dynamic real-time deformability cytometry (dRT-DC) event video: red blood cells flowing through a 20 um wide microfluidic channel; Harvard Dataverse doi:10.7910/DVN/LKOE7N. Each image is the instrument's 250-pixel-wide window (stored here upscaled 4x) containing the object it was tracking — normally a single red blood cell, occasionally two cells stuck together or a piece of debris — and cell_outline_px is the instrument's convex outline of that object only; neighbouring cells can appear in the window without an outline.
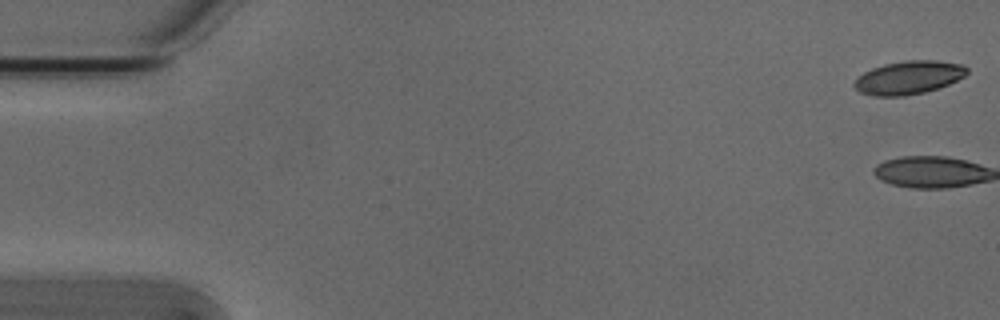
{"species": "Egyptian fruit bat (a non-hibernating species)", "species_latin": "Rousettus aegyptiacus", "temperature_condition": "cold", "stored_images_in_passage": 2, "camera_frame_rate_fps": 3000, "um_per_image_px": 0.085, "animal": {"sex": "male"}, "frame": {"image": 1, "passage_image": 1, "time_ms": 0.0, "image_size_px": [1000, 320], "cell_outline_px": [[968, 72], [964, 76], [948, 84], [924, 92], [904, 96], [872, 96], [860, 92], [852, 84], [864, 72], [872, 68], [884, 64], [904, 60], [936, 60], [964, 64], [968, 68]], "centroid_in_image_um": [77.24, 6.58], "position_along_channel_um": 7.8, "area_um2": 21.85}}